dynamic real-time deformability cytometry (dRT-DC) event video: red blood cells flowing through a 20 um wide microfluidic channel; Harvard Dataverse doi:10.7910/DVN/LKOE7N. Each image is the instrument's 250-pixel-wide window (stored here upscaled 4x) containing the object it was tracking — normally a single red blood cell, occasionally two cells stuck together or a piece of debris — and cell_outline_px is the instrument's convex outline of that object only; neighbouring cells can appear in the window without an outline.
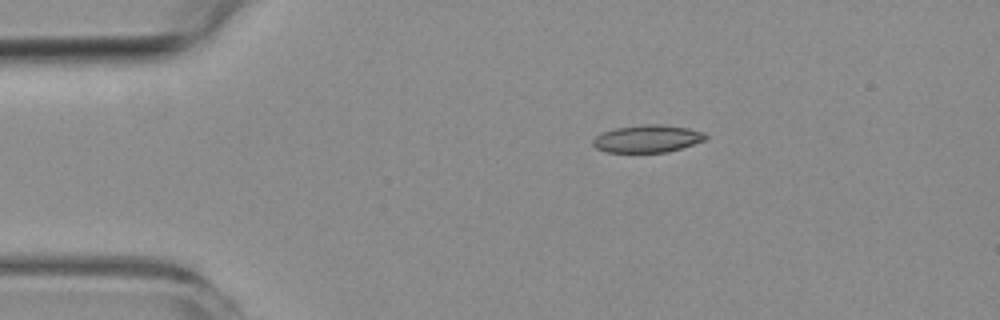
{"species": "common noctule bat (a hibernating species)", "species_latin": "Nyctalus noctula", "temperature_condition": "room temperature", "stored_images_in_passage": 2, "camera_frame_rate_fps": 3000, "um_per_image_px": 0.085, "animal": {"sex": "female", "body_mass_g": 19.3, "forearm_length_mm": 54.1}, "frame": {"image": 1, "passage_image": 1, "time_ms": 0.0, "image_size_px": [1000, 320], "cell_outline_px": [[708, 136], [704, 140], [668, 152], [604, 152], [596, 148], [592, 144], [592, 140], [596, 136], [604, 132], [616, 128], [644, 124], [656, 124], [688, 128], [704, 132]], "centroid_in_image_um": [55.01, 11.79], "position_along_channel_um": 30.0, "area_um2": 17.86}}